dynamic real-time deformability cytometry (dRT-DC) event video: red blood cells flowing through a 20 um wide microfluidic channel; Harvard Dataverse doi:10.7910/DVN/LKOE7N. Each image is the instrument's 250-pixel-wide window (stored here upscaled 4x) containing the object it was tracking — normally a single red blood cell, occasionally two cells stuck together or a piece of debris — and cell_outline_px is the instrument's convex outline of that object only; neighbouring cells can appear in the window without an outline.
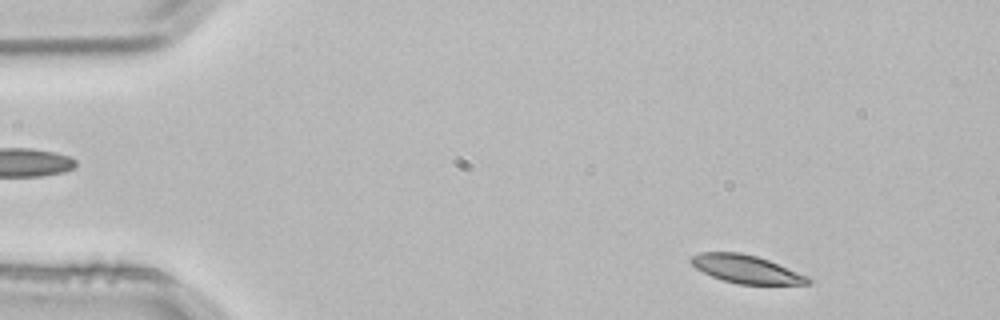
{"species": "common noctule bat (a hibernating species)", "species_latin": "Nyctalus noctula", "temperature_condition": "room temperature", "stored_images_in_passage": 3, "camera_frame_rate_fps": 3000, "um_per_image_px": 0.085, "animal": {"sex": "male", "body_mass_g": 21.5, "forearm_length_mm": 52.0}, "frame": {"image": 1, "passage_image": 3, "time_ms": 0.667, "image_size_px": [1000, 320], "cell_outline_px": [[812, 280], [808, 284], [736, 284], [712, 276], [696, 268], [688, 260], [692, 256], [700, 252], [740, 252], [756, 256], [768, 260], [808, 276]], "centroid_in_image_um": [63.41, 22.87], "position_along_channel_um": 21.6, "area_um2": 18.96}}